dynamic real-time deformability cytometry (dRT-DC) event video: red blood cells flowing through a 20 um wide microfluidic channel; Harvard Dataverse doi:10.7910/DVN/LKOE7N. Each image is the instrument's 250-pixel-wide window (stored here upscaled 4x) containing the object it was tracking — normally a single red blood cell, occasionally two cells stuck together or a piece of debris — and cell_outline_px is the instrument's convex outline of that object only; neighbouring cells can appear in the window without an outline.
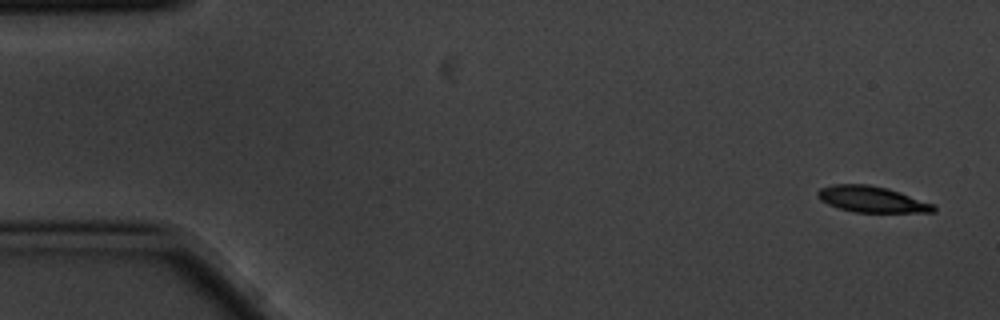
{"species": "common noctule bat (a hibernating species)", "species_latin": "Nyctalus noctula", "temperature_condition": "cold", "stored_images_in_passage": 5, "camera_frame_rate_fps": 3000, "um_per_image_px": 0.085, "animal": {"sex": "male", "body_mass_g": 20.1, "forearm_length_mm": 53.5}, "frame": {"image": 1, "passage_image": 1, "time_ms": 0.0, "image_size_px": [1000, 320], "cell_outline_px": [[936, 212], [856, 212], [840, 208], [828, 204], [820, 200], [816, 196], [816, 192], [820, 188], [832, 184], [868, 184], [888, 188], [936, 204]], "centroid_in_image_um": [74.12, 16.93], "position_along_channel_um": 10.9, "area_um2": 17.74}}
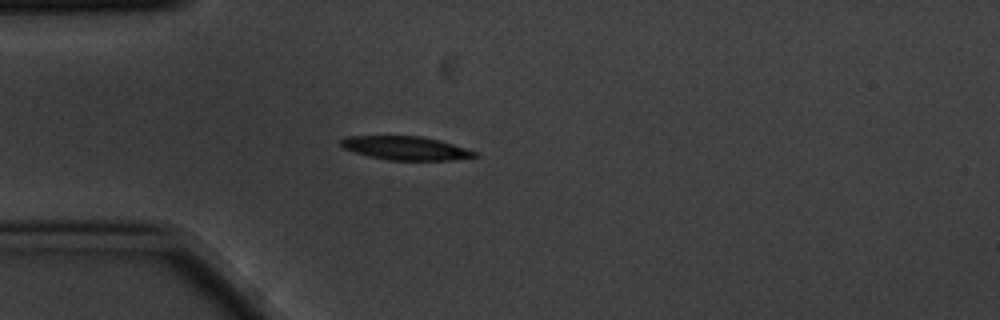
{"frame": {"image": 2, "passage_image": 5, "time_ms": 1.333, "image_size_px": [1000, 320], "cell_outline_px": [[476, 156], [452, 160], [388, 160], [368, 156], [344, 148], [340, 144], [340, 140], [348, 136], [420, 136], [440, 140], [476, 152]], "centroid_in_image_um": [34.45, 12.59], "position_along_channel_um": 50.5, "area_um2": 18.15}}